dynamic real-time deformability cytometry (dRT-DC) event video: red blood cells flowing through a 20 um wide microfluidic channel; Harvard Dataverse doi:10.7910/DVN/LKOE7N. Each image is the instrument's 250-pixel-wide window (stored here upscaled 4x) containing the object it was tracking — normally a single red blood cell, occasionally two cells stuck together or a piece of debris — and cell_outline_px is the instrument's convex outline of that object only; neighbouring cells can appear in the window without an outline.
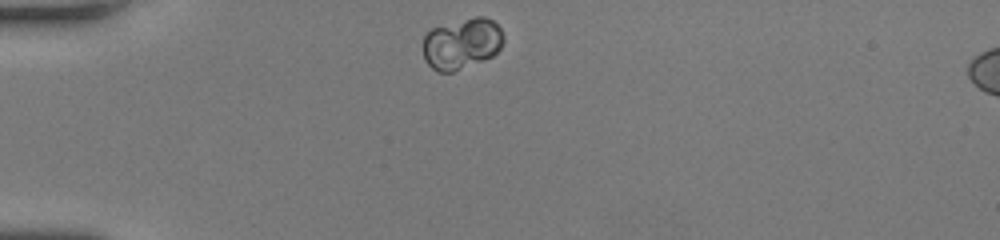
{"species": "human", "species_latin": "Homo sapiens", "temperature_condition": "room temperature", "stored_images_in_passage": 38, "camera_frame_rate_fps": 3000, "um_per_image_px": 0.085, "donor": {"sex": "female"}, "frame": {"image": 1, "passage_image": 1, "time_ms": 0.0, "image_size_px": [1000, 240], "cell_outline_px": [[504, 40], [500, 48], [492, 56], [452, 72], [440, 72], [432, 68], [424, 60], [424, 36], [432, 28], [476, 16], [484, 16], [492, 20], [500, 28], [504, 36]], "centroid_in_image_um": [39.26, 3.7], "position_along_channel_um": 45.7, "area_um2": 23.64}}
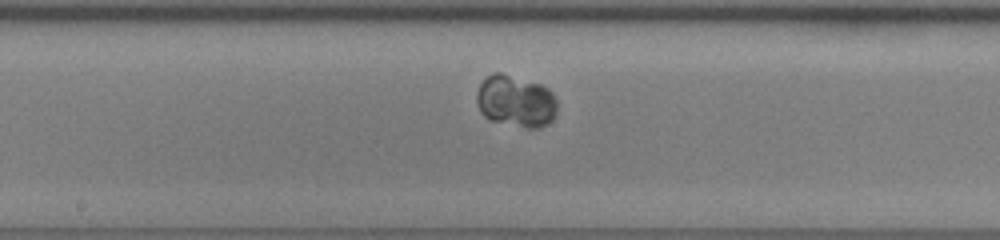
{"frame": {"image": 2, "passage_image": 15, "time_ms": 4.667, "image_size_px": [1000, 240], "cell_outline_px": [[556, 112], [552, 120], [536, 128], [528, 128], [492, 120], [484, 116], [480, 112], [476, 100], [476, 92], [480, 84], [492, 72], [500, 72], [540, 84], [548, 88], [552, 92], [556, 100]], "centroid_in_image_um": [43.82, 8.58], "position_along_channel_um": 204.4, "area_um2": 24.16}}
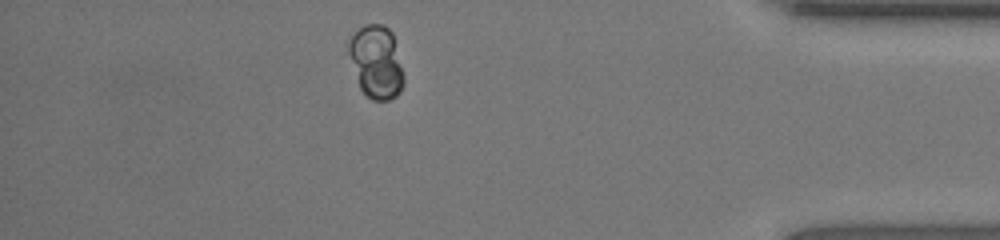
{"frame": {"image": 3, "passage_image": 32, "time_ms": 10.333, "image_size_px": [1000, 240], "cell_outline_px": [[404, 84], [400, 92], [396, 96], [388, 100], [372, 100], [360, 88], [348, 52], [348, 40], [360, 28], [368, 24], [384, 24], [392, 32], [404, 76]], "centroid_in_image_um": [31.99, 5.27], "position_along_channel_um": 403.2, "area_um2": 23.18}, "authors_computed_cell_mechanics": {"area_um2": 23.2934, "velocity_mm_per_s": 4.1209, "shape_relaxation_time_tau1_ms": 3.2496, "shape_relaxation_time_tau2_ms": null, "deformation_change_tau1": 0.0382, "deformation_change_tau2": null}}